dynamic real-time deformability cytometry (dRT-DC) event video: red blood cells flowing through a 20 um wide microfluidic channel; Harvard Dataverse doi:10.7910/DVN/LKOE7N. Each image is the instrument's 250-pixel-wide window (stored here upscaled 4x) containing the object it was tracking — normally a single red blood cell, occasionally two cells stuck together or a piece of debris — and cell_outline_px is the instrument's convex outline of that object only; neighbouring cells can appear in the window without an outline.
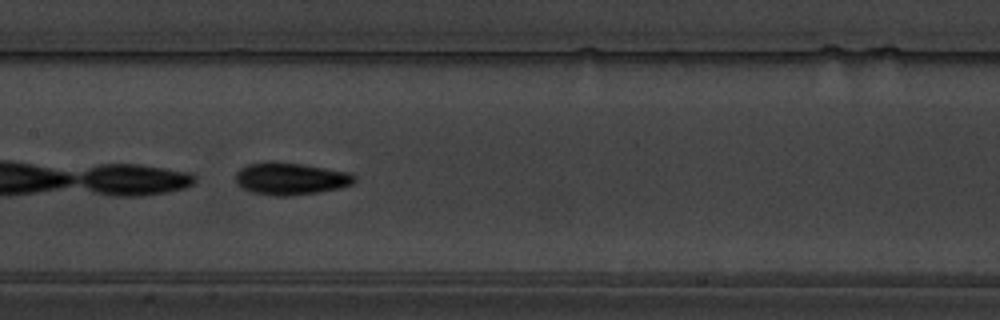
{"species": "common noctule bat (a hibernating species)", "species_latin": "Nyctalus noctula", "temperature_condition": "warm", "stored_images_in_passage": 33, "camera_frame_rate_fps": 3000, "um_per_image_px": 0.085, "animal": {"sex": "male", "body_mass_g": 19.5, "forearm_length_mm": 54.6}, "frame": {"image": 1, "passage_image": 10, "time_ms": 3.0, "image_size_px": [1000, 320], "cell_outline_px": [[356, 180], [352, 184], [340, 188], [316, 192], [288, 196], [276, 196], [252, 192], [236, 184], [236, 172], [240, 168], [248, 164], [264, 160], [272, 160], [300, 164], [348, 172], [356, 176]], "centroid_in_image_um": [24.66, 15.17], "position_along_channel_um": 182.7, "area_um2": 22.37}}